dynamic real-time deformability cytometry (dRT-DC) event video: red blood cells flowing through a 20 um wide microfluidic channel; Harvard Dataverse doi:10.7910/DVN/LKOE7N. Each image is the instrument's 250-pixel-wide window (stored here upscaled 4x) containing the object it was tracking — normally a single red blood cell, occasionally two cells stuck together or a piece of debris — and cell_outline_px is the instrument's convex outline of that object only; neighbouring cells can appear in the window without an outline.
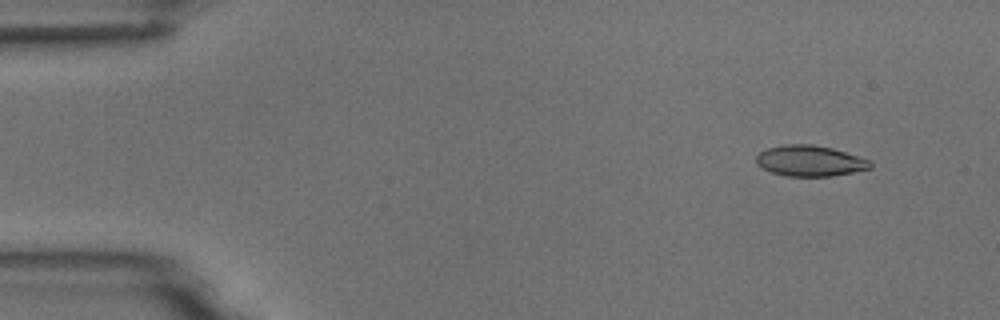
{"species": "common noctule bat (a hibernating species)", "species_latin": "Nyctalus noctula", "temperature_condition": "room temperature", "stored_images_in_passage": 6, "camera_frame_rate_fps": 3000, "um_per_image_px": 0.085, "animal": {"sex": "male", "body_mass_g": 18.8}, "frame": {"image": 1, "passage_image": 2, "time_ms": 1.333, "image_size_px": [1000, 320], "cell_outline_px": [[872, 168], [832, 176], [784, 176], [772, 172], [756, 164], [756, 156], [760, 152], [768, 148], [784, 144], [812, 144], [832, 148], [872, 160]], "centroid_in_image_um": [68.86, 13.67], "position_along_channel_um": 16.1, "area_um2": 20.52}}